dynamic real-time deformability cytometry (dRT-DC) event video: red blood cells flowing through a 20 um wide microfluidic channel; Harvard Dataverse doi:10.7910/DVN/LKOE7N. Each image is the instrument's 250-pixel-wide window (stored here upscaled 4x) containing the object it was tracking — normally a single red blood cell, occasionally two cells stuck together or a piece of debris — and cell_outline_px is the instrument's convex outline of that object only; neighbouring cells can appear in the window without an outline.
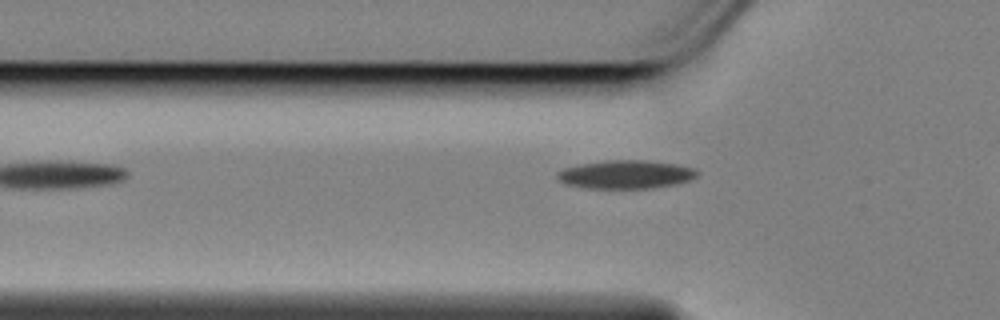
{"species": "Egyptian fruit bat (a non-hibernating species)", "species_latin": "Rousettus aegyptiacus", "temperature_condition": "cold", "stored_images_in_passage": 35, "camera_frame_rate_fps": 3000, "um_per_image_px": 0.085, "animal": {"sex": "female"}, "frame": {"image": 1, "passage_image": 3, "time_ms": 0.667, "image_size_px": [1000, 320], "cell_outline_px": [[700, 172], [696, 176], [688, 180], [676, 184], [652, 188], [588, 188], [564, 184], [556, 176], [556, 172], [564, 168], [580, 164], [604, 160], [644, 160], [676, 164], [696, 168]], "centroid_in_image_um": [53.19, 14.82], "position_along_channel_um": 72.6, "area_um2": 23.24}}
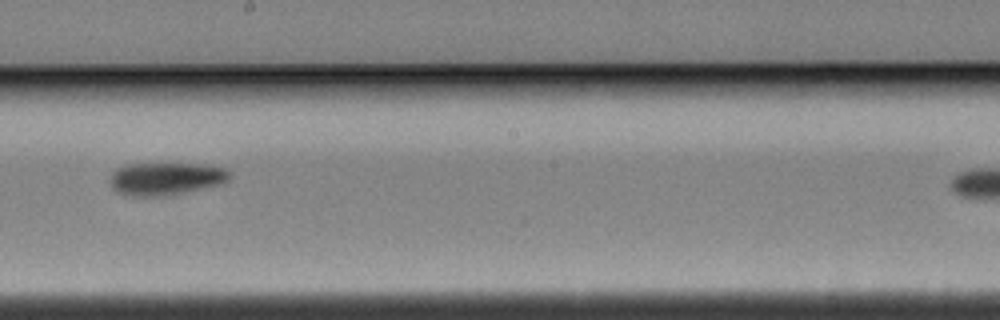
{"frame": {"image": 2, "passage_image": 17, "time_ms": 5.333, "image_size_px": [1000, 320], "cell_outline_px": [[232, 176], [224, 184], [164, 196], [124, 196], [116, 192], [112, 188], [112, 172], [116, 168], [128, 164], [212, 164], [228, 168]], "centroid_in_image_um": [14.16, 15.18], "position_along_channel_um": 234.0, "area_um2": 23.12}}
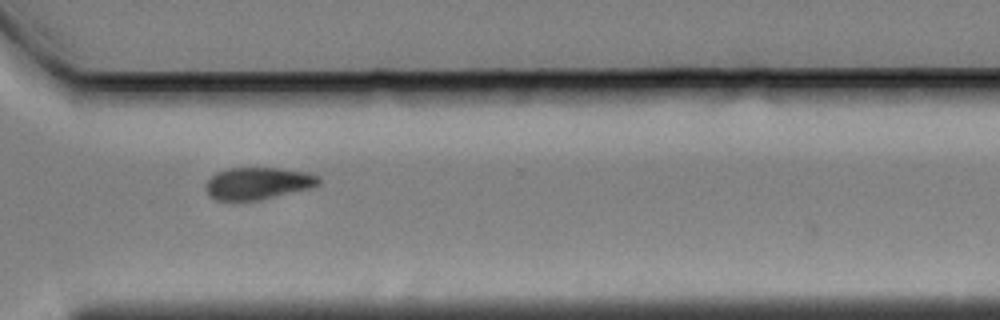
{"frame": {"image": 3, "passage_image": 27, "time_ms": 8.667, "image_size_px": [1000, 320], "cell_outline_px": [[320, 184], [312, 188], [260, 200], [216, 200], [208, 196], [204, 188], [204, 184], [216, 172], [228, 168], [276, 168], [308, 172], [320, 176]], "centroid_in_image_um": [21.92, 15.59], "position_along_channel_um": 348.7, "area_um2": 21.39}, "authors_computed_cell_mechanics": {"area_um2": 22.542, "velocity_mm_per_s": 3.4401, "shape_relaxation_time_tau1_ms": 3.4333, "shape_relaxation_time_tau2_ms": null, "deformation_change_tau1": 0.1075, "deformation_change_tau2": null}}